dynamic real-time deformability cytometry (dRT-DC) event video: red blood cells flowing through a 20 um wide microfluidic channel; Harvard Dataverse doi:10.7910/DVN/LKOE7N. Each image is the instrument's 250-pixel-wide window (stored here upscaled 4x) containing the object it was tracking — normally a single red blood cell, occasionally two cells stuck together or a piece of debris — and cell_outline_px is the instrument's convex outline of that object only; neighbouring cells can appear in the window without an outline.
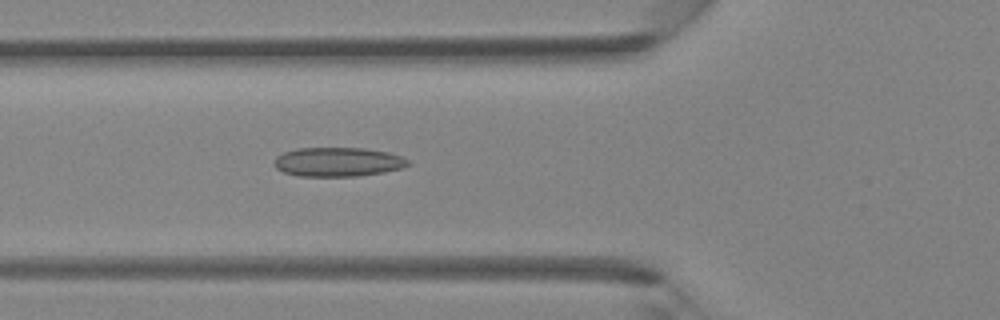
{"species": "Egyptian fruit bat (a non-hibernating species)", "species_latin": "Rousettus aegyptiacus", "temperature_condition": "room temperature", "stored_images_in_passage": 43, "camera_frame_rate_fps": 3000, "um_per_image_px": 0.085, "animal": {"sex": "female"}, "frame": {"image": 1, "passage_image": 16, "time_ms": 5.0, "image_size_px": [1000, 320], "cell_outline_px": [[408, 164], [400, 168], [384, 172], [360, 176], [296, 176], [284, 172], [276, 168], [272, 164], [276, 156], [284, 152], [296, 148], [364, 148], [388, 152], [400, 156], [408, 160]], "centroid_in_image_um": [28.66, 13.76], "position_along_channel_um": 97.1, "area_um2": 22.77}}
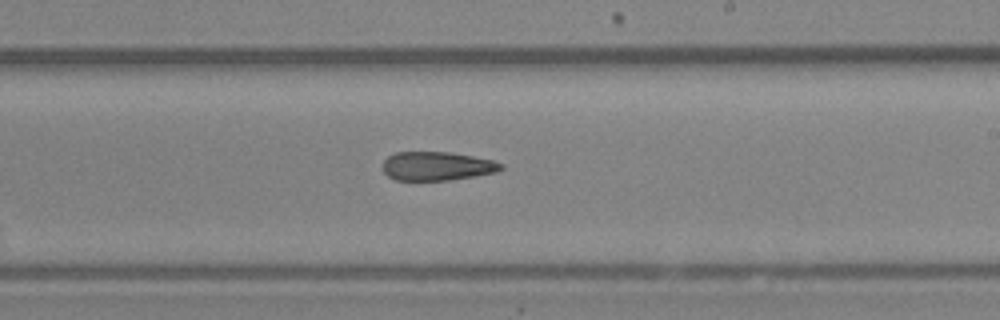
{"frame": {"image": 2, "passage_image": 26, "time_ms": 8.333, "image_size_px": [1000, 320], "cell_outline_px": [[504, 168], [496, 172], [448, 180], [396, 180], [388, 176], [384, 172], [384, 160], [388, 156], [396, 152], [448, 152], [472, 156], [492, 160], [504, 164]], "centroid_in_image_um": [37.14, 14.11], "position_along_channel_um": 251.9, "area_um2": 19.65}}
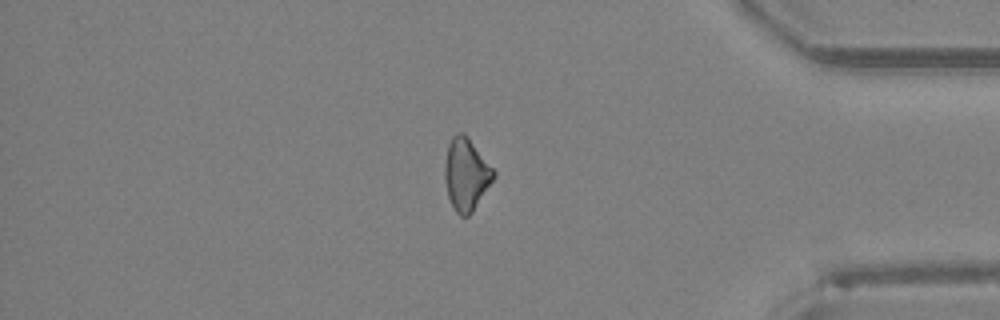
{"frame": {"image": 3, "passage_image": 37, "time_ms": 12.0, "image_size_px": [1000, 320], "cell_outline_px": [[496, 176], [472, 212], [468, 216], [460, 216], [456, 212], [448, 196], [444, 180], [444, 168], [448, 144], [452, 136], [456, 132], [464, 132], [468, 136], [496, 172]], "centroid_in_image_um": [39.62, 14.79], "position_along_channel_um": 395.6, "area_um2": 20.63}}